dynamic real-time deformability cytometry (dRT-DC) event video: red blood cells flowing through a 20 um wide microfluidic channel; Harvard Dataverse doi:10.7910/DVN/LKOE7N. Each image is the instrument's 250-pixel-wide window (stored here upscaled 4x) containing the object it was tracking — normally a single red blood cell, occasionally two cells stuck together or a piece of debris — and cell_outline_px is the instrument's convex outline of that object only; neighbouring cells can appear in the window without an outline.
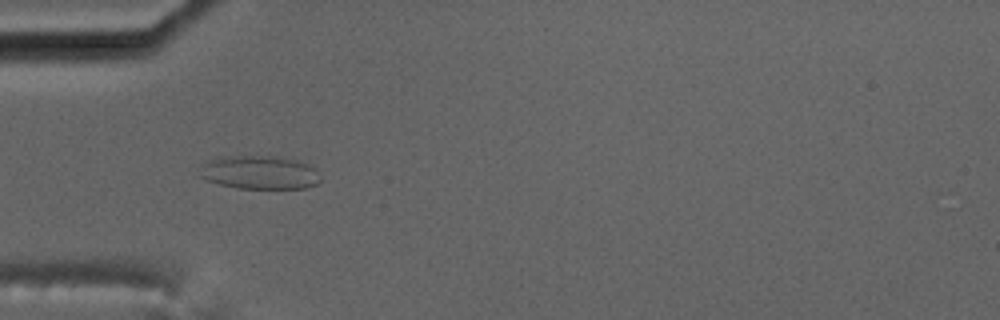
{"species": "common noctule bat (a hibernating species)", "species_latin": "Nyctalus noctula", "temperature_condition": "cold", "stored_images_in_passage": 6, "camera_frame_rate_fps": 3000, "um_per_image_px": 0.085, "animal": {"sex": "male", "body_mass_g": 17.5, "forearm_length_mm": 52.3}, "frame": {"image": 1, "passage_image": 5, "time_ms": 5.667, "image_size_px": [1000, 320], "cell_outline_px": [[320, 180], [316, 184], [308, 188], [240, 188], [220, 184], [208, 180], [200, 176], [200, 164], [204, 160], [216, 156], [268, 156], [296, 160], [312, 168], [320, 176]], "centroid_in_image_um": [21.97, 14.65], "position_along_channel_um": 63.0, "area_um2": 23.47}}